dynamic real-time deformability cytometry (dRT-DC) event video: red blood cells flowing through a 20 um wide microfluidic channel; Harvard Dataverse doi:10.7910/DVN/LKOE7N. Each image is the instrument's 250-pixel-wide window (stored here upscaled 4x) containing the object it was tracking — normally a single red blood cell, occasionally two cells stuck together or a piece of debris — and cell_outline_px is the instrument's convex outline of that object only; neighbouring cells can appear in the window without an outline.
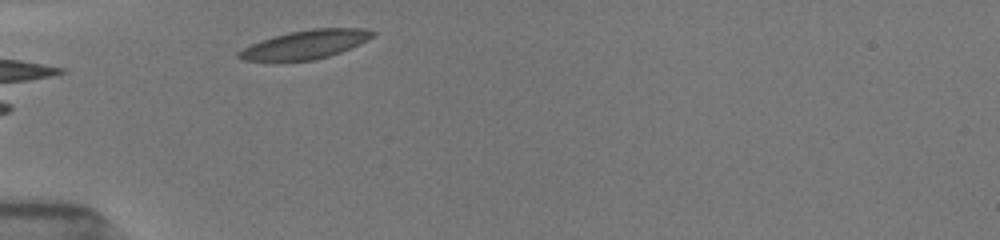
{"species": "common noctule bat (a hibernating species)", "species_latin": "Nyctalus noctula", "temperature_condition": "room temperature", "stored_images_in_passage": 5, "camera_frame_rate_fps": 3000, "um_per_image_px": 0.085, "animal": {"sex": "female", "body_mass_g": 19.5, "forearm_length_mm": 54.1}, "frame": {"image": 1, "passage_image": 1, "time_ms": 0.0, "image_size_px": [1000, 240], "cell_outline_px": [[376, 32], [368, 40], [360, 44], [340, 52], [328, 56], [312, 60], [240, 60], [236, 56], [236, 52], [260, 40], [288, 32], [312, 28], [368, 28]], "centroid_in_image_um": [25.98, 3.76], "position_along_channel_um": 59.0, "area_um2": 22.2}}